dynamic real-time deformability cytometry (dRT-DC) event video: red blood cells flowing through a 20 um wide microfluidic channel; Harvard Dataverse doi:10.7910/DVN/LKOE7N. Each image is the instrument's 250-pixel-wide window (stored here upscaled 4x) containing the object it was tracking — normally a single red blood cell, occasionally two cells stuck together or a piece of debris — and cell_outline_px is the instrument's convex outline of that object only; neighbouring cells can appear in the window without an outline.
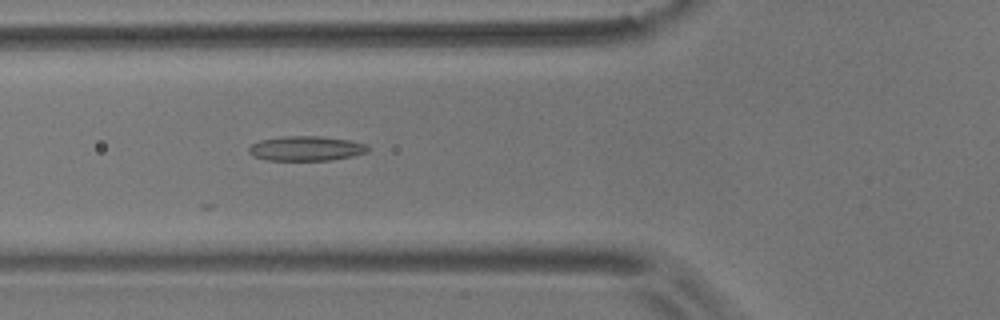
{"species": "common noctule bat (a hibernating species)", "species_latin": "Nyctalus noctula", "temperature_condition": "room temperature", "stored_images_in_passage": 15, "camera_frame_rate_fps": 3000, "um_per_image_px": 0.085, "animal": {"sex": "male", "body_mass_g": 17.9}, "frame": {"image": 1, "passage_image": 3, "time_ms": 0.667, "image_size_px": [1000, 320], "cell_outline_px": [[368, 152], [352, 156], [328, 160], [268, 160], [252, 156], [248, 152], [248, 148], [252, 144], [260, 140], [280, 136], [320, 136], [352, 140], [364, 144], [368, 148]], "centroid_in_image_um": [25.99, 12.61], "position_along_channel_um": 99.8, "area_um2": 17.17}}
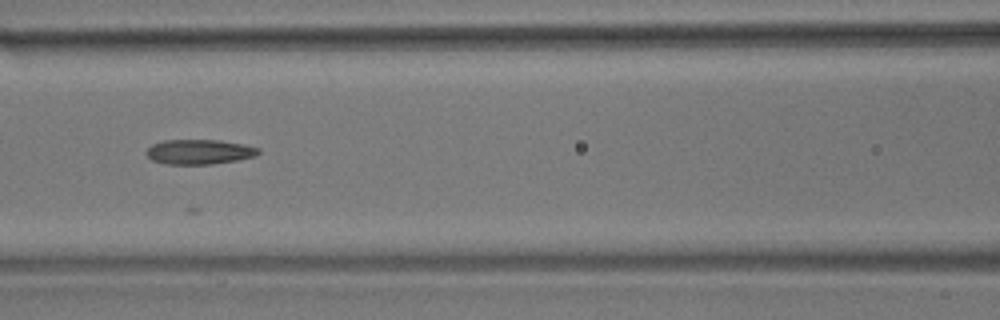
{"frame": {"image": 2, "passage_image": 7, "time_ms": 2.0, "image_size_px": [1000, 320], "cell_outline_px": [[260, 152], [256, 156], [236, 160], [212, 164], [164, 164], [152, 160], [144, 152], [152, 144], [164, 140], [220, 140], [244, 144], [260, 148]], "centroid_in_image_um": [16.94, 12.9], "position_along_channel_um": 149.7, "area_um2": 16.3}}